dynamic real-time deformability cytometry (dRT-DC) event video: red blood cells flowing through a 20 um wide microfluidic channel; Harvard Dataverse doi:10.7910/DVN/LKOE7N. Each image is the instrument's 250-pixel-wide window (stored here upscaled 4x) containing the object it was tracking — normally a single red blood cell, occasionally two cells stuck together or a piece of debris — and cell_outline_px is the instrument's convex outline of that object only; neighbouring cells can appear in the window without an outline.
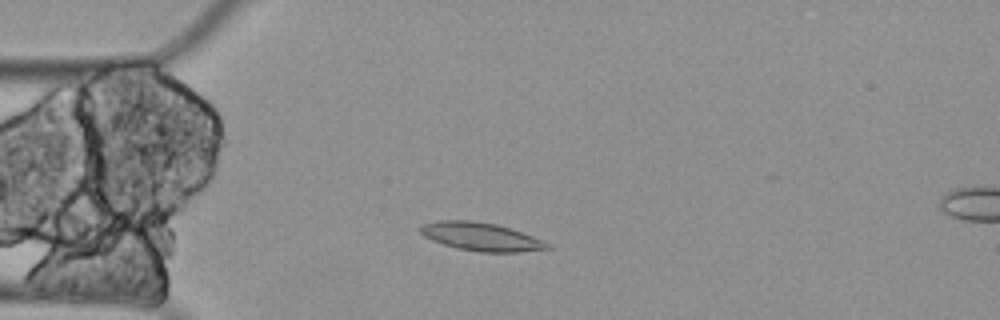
{"species": "Egyptian fruit bat (a non-hibernating species)", "species_latin": "Rousettus aegyptiacus", "temperature_condition": "cold", "stored_images_in_passage": 6, "segment_of_instrument_passage": [1, 2], "camera_frame_rate_fps": 3000, "um_per_image_px": 0.085, "animal": {"sex": "female"}, "frame": {"image": 1, "passage_image": 3, "time_ms": 0.667, "image_size_px": [1000, 320], "cell_outline_px": [[552, 248], [520, 252], [476, 252], [456, 248], [432, 240], [424, 236], [416, 228], [420, 224], [440, 220], [472, 220], [496, 224], [532, 236], [552, 244]], "centroid_in_image_um": [40.85, 20.12], "position_along_channel_um": 44.2, "area_um2": 21.04}}
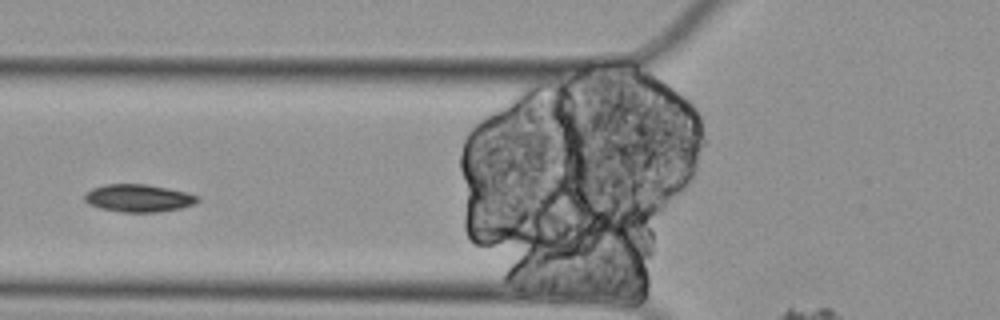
{"frame": {"image": 2, "passage_image": 5, "time_ms": 1.333, "image_size_px": [1000, 320], "cell_outline_px": [[200, 200], [192, 204], [180, 208], [160, 212], [124, 212], [100, 208], [88, 204], [84, 200], [84, 196], [92, 188], [108, 184], [148, 184], [168, 188], [200, 196]], "centroid_in_image_um": [11.77, 16.84], "position_along_channel_um": 114.0, "area_um2": 18.09}}